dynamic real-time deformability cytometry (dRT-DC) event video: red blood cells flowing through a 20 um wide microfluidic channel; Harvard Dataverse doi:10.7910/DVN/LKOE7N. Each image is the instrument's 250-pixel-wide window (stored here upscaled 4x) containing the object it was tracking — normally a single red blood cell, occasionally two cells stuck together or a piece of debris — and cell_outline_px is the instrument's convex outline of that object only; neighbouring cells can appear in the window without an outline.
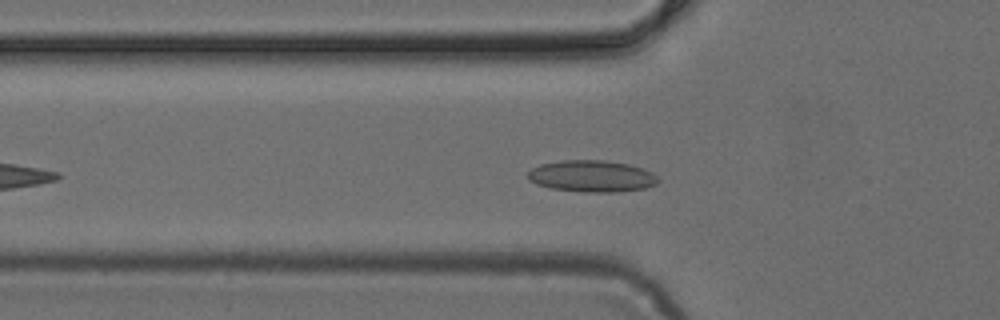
{"species": "common noctule bat (a hibernating species)", "species_latin": "Nyctalus noctula", "temperature_condition": "cold", "stored_images_in_passage": 38, "camera_frame_rate_fps": 3000, "um_per_image_px": 0.085, "animal": {"sex": "female", "body_mass_g": 24.6, "forearm_length_mm": 56.2}, "frame": {"image": 1, "passage_image": 8, "time_ms": 2.333, "image_size_px": [1000, 320], "cell_outline_px": [[660, 180], [656, 184], [644, 188], [616, 192], [584, 192], [552, 188], [536, 184], [528, 180], [528, 172], [532, 168], [540, 164], [560, 160], [604, 160], [628, 164], [644, 168], [652, 172]], "centroid_in_image_um": [50.3, 14.97], "position_along_channel_um": 75.5, "area_um2": 24.1}}
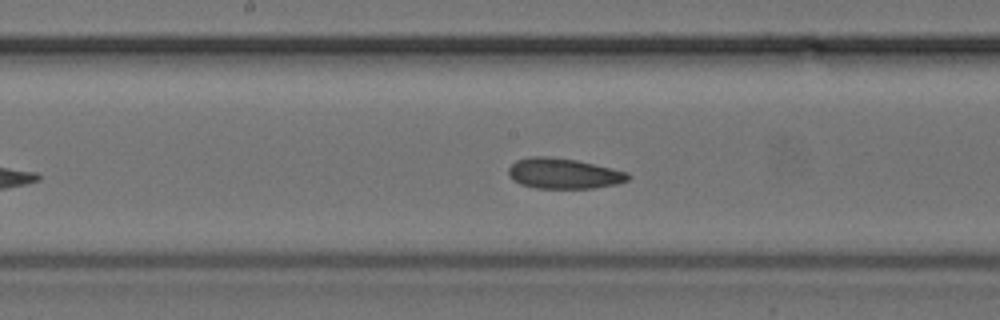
{"frame": {"image": 2, "passage_image": 17, "time_ms": 5.333, "image_size_px": [1000, 320], "cell_outline_px": [[632, 176], [628, 180], [616, 184], [592, 188], [536, 188], [520, 184], [512, 180], [508, 176], [508, 168], [516, 160], [528, 156], [548, 156], [576, 160], [612, 168], [628, 172]], "centroid_in_image_um": [47.88, 14.74], "position_along_channel_um": 200.3, "area_um2": 21.39}}
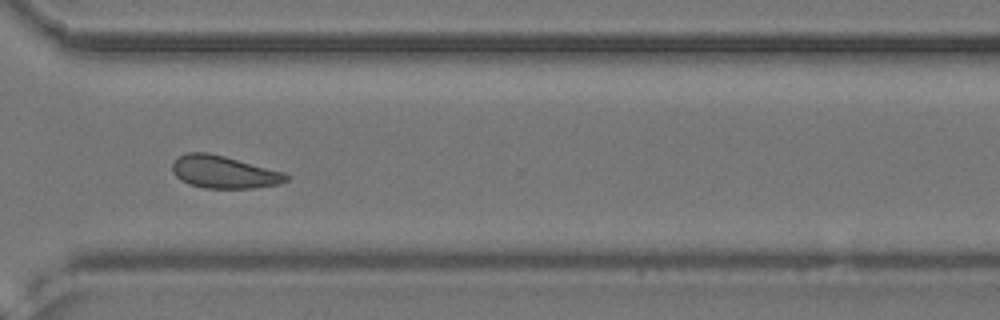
{"frame": {"image": 3, "passage_image": 28, "time_ms": 9.0, "image_size_px": [1000, 320], "cell_outline_px": [[288, 180], [280, 184], [252, 188], [204, 188], [188, 184], [180, 180], [172, 172], [172, 164], [180, 156], [188, 152], [208, 152], [224, 156], [284, 172], [288, 176]], "centroid_in_image_um": [19.02, 14.63], "position_along_channel_um": 351.6, "area_um2": 21.5}}